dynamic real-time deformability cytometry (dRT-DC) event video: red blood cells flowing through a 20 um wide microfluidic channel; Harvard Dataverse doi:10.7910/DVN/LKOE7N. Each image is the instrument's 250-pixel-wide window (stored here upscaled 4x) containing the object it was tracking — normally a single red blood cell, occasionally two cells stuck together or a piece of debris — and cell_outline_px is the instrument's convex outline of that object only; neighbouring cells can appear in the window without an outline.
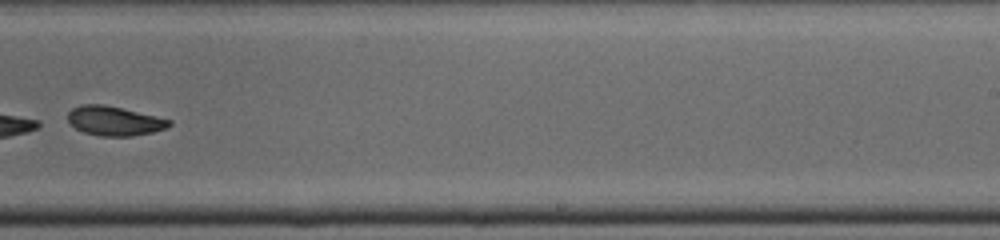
{"species": "common noctule bat (a hibernating species)", "species_latin": "Nyctalus noctula", "temperature_condition": "cold", "stored_images_in_passage": 29, "segment_of_instrument_passage": [2, 2], "camera_frame_rate_fps": 3000, "um_per_image_px": 0.085, "animal": {"sex": "male", "body_mass_g": 19.0, "forearm_length_mm": 50.8}, "frame": {"image": 1, "passage_image": 25, "time_ms": 8.0, "image_size_px": [1000, 240], "cell_outline_px": [[172, 124], [164, 128], [152, 132], [132, 136], [100, 136], [84, 132], [76, 128], [68, 120], [68, 112], [72, 108], [80, 104], [104, 104], [172, 120]], "centroid_in_image_um": [9.7, 10.27], "position_along_channel_um": 279.3, "area_um2": 17.17}}